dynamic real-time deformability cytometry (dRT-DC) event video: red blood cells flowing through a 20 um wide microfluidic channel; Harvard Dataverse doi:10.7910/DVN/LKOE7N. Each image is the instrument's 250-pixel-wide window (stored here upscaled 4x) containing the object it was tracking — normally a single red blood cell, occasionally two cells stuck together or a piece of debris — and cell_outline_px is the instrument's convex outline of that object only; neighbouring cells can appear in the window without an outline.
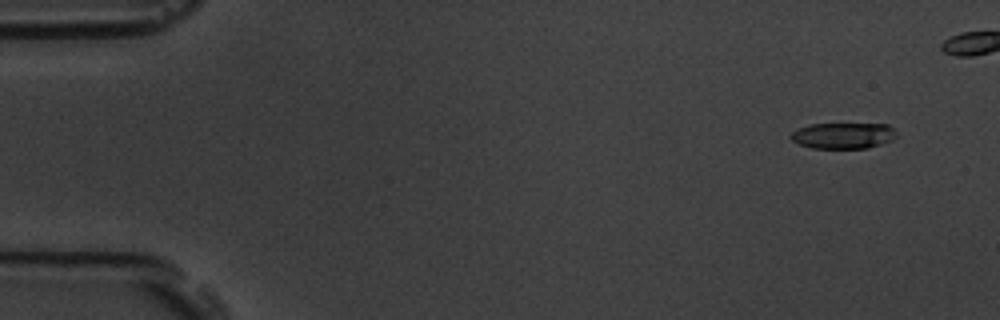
{"species": "common noctule bat (a hibernating species)", "species_latin": "Nyctalus noctula", "temperature_condition": "room temperature", "stored_images_in_passage": 6, "camera_frame_rate_fps": 3000, "um_per_image_px": 0.085, "animal": {"sex": "male", "body_mass_g": 19.5, "forearm_length_mm": 54.6}, "frame": {"image": 1, "passage_image": 2, "time_ms": 1.0, "image_size_px": [1000, 320], "cell_outline_px": [[896, 136], [892, 140], [868, 148], [812, 148], [800, 144], [792, 140], [788, 136], [796, 128], [808, 124], [888, 124], [896, 132]], "centroid_in_image_um": [71.64, 11.52], "position_along_channel_um": 13.4, "area_um2": 16.07}}
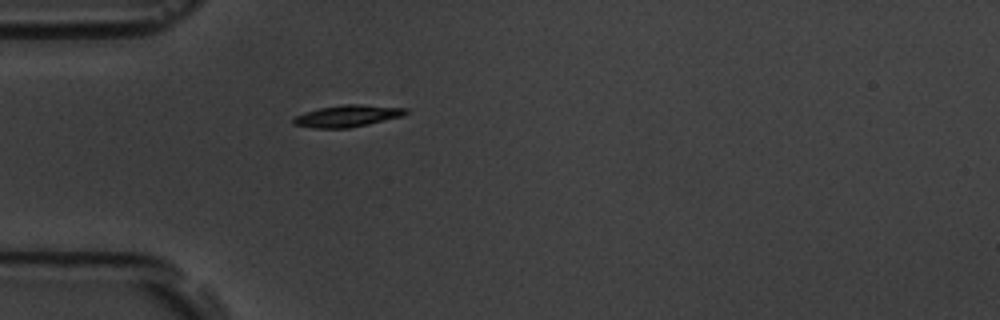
{"frame": {"image": 2, "passage_image": 6, "time_ms": 7.333, "image_size_px": [1000, 320], "cell_outline_px": [[408, 112], [404, 116], [368, 124], [348, 128], [312, 128], [292, 124], [292, 120], [296, 116], [304, 112], [320, 108], [344, 104], [356, 104], [408, 108]], "centroid_in_image_um": [29.53, 9.86], "position_along_channel_um": 55.5, "area_um2": 14.28}}